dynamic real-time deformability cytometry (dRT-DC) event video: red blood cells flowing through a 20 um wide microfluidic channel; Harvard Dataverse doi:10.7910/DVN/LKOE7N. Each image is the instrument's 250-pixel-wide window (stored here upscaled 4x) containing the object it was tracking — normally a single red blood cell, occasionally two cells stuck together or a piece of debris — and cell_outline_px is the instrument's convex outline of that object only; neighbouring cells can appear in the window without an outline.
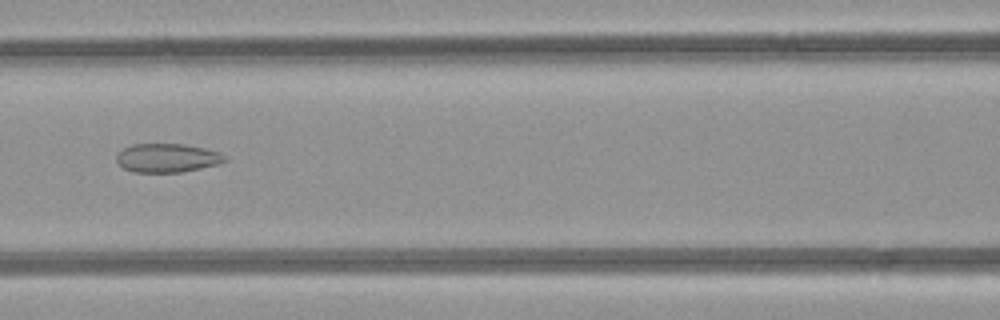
{"species": "common noctule bat (a hibernating species)", "species_latin": "Nyctalus noctula", "temperature_condition": "room temperature", "stored_images_in_passage": 7, "camera_frame_rate_fps": 3000, "um_per_image_px": 0.085, "animal": {"sex": "female", "body_mass_g": 21.9}, "frame": {"image": 1, "passage_image": 6, "time_ms": 5.667, "image_size_px": [1000, 320], "cell_outline_px": [[228, 160], [220, 164], [180, 172], [136, 172], [124, 168], [116, 160], [116, 156], [124, 148], [132, 144], [184, 144], [204, 148], [220, 152]], "centroid_in_image_um": [14.24, 13.42], "position_along_channel_um": 152.4, "area_um2": 18.03}}